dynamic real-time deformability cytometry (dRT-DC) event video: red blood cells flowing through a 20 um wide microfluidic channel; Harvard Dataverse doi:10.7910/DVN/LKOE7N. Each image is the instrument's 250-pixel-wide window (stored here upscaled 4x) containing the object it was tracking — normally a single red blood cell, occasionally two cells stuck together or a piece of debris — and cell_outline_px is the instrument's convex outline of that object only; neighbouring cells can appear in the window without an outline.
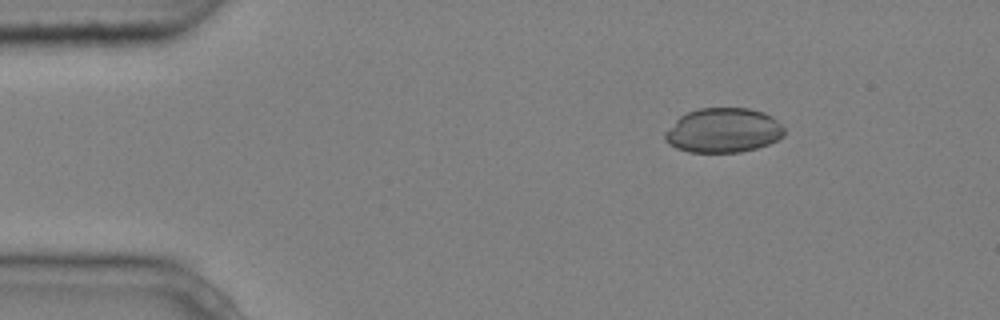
{"species": "common noctule bat (a hibernating species)", "species_latin": "Nyctalus noctula", "temperature_condition": "cold", "stored_images_in_passage": 5, "camera_frame_rate_fps": 3000, "um_per_image_px": 0.085, "animal": {"sex": "male", "body_mass_g": 20.4}, "frame": {"image": 1, "passage_image": 3, "time_ms": 0.667, "image_size_px": [1000, 320], "cell_outline_px": [[784, 136], [768, 144], [756, 148], [740, 152], [688, 152], [676, 148], [668, 144], [664, 140], [664, 132], [680, 116], [688, 112], [700, 108], [748, 108], [764, 112], [772, 116], [784, 128]], "centroid_in_image_um": [61.46, 11.08], "position_along_channel_um": 23.5, "area_um2": 31.04}}